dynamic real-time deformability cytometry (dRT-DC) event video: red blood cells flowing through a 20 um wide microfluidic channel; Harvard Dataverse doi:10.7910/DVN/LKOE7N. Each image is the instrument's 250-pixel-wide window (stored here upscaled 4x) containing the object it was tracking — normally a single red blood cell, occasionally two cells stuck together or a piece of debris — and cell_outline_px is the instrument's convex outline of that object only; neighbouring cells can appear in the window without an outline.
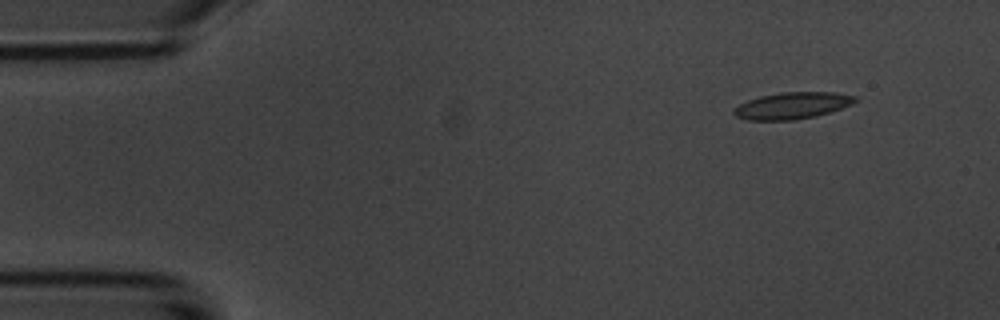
{"species": "common noctule bat (a hibernating species)", "species_latin": "Nyctalus noctula", "temperature_condition": "room temperature", "stored_images_in_passage": 5, "camera_frame_rate_fps": 3000, "um_per_image_px": 0.085, "animal": {"sex": "male", "body_mass_g": 20.1, "forearm_length_mm": 53.5}, "frame": {"image": 1, "passage_image": 2, "time_ms": 1.333, "image_size_px": [1000, 320], "cell_outline_px": [[860, 100], [852, 104], [816, 116], [796, 120], [748, 120], [736, 116], [732, 112], [740, 104], [748, 100], [760, 96], [780, 92], [836, 92], [856, 96]], "centroid_in_image_um": [67.37, 8.97], "position_along_channel_um": 17.6, "area_um2": 18.84}}
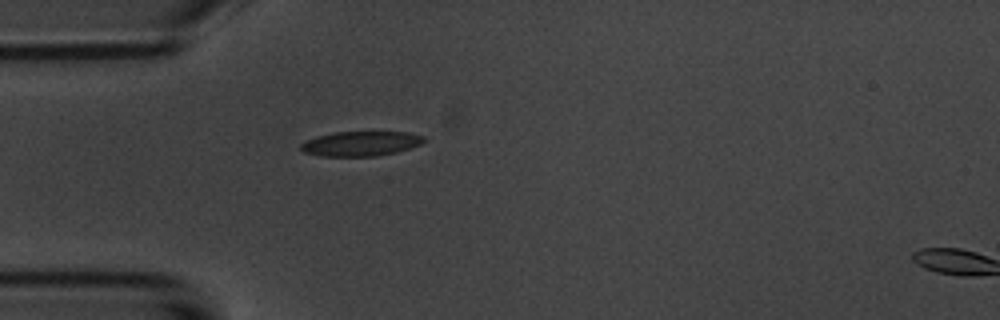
{"frame": {"image": 2, "passage_image": 4, "time_ms": 4.667, "image_size_px": [1000, 320], "cell_outline_px": [[424, 140], [420, 144], [396, 152], [376, 156], [320, 156], [304, 152], [300, 148], [300, 144], [316, 136], [336, 132], [408, 132], [424, 136]], "centroid_in_image_um": [30.64, 12.21], "position_along_channel_um": 54.4, "area_um2": 17.57}}